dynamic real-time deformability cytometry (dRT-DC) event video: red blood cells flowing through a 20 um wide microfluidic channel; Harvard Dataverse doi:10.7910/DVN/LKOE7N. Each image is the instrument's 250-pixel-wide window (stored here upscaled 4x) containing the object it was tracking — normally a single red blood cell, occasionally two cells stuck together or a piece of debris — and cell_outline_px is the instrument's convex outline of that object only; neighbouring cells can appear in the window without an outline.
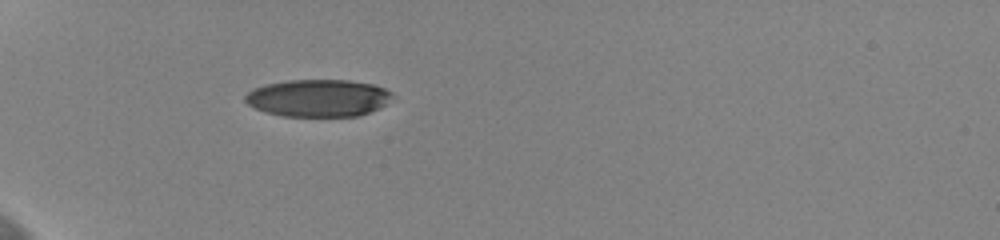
{"species": "human", "species_latin": "Homo sapiens", "temperature_condition": "cold", "stored_images_in_passage": 24, "camera_frame_rate_fps": 3000, "um_per_image_px": 0.085, "donor": {"sex": "female"}, "frame": {"image": 1, "passage_image": 1, "time_ms": 0.0, "image_size_px": [1000, 240], "cell_outline_px": [[396, 96], [384, 104], [368, 112], [356, 116], [284, 116], [264, 112], [248, 104], [244, 100], [244, 96], [252, 88], [264, 84], [288, 80], [348, 80], [372, 84], [384, 88], [392, 92]], "centroid_in_image_um": [27.02, 8.32], "position_along_channel_um": 58.0, "area_um2": 32.02}}
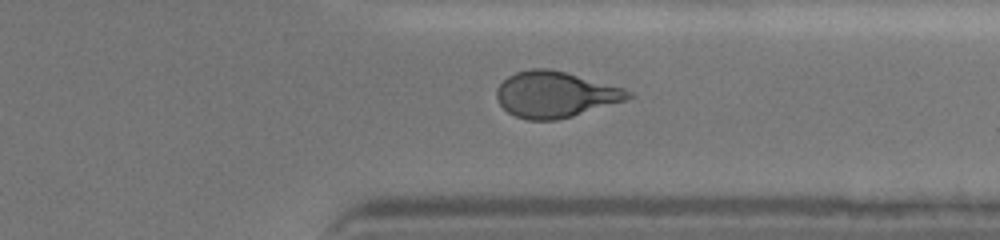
{"frame": {"image": 2, "passage_image": 17, "time_ms": 5.333, "image_size_px": [1000, 240], "cell_outline_px": [[636, 96], [624, 100], [572, 116], [556, 120], [528, 120], [516, 116], [508, 112], [496, 100], [496, 88], [508, 76], [516, 72], [532, 68], [548, 68], [564, 72], [624, 88], [632, 92]], "centroid_in_image_um": [47.17, 8.03], "position_along_channel_um": 364.2, "area_um2": 34.97}}
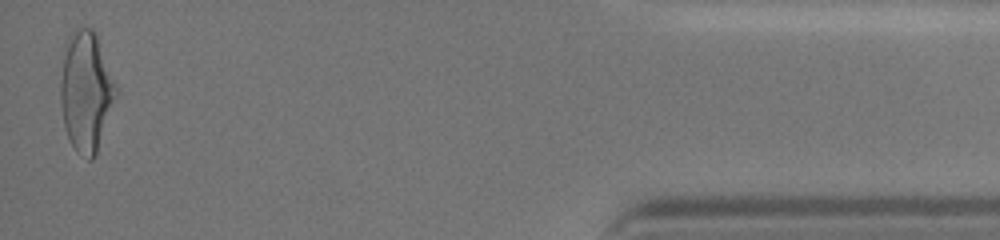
{"frame": {"image": 3, "passage_image": 24, "time_ms": 7.667, "image_size_px": [1000, 240], "cell_outline_px": [[116, 92], [96, 152], [92, 160], [88, 160], [76, 152], [64, 128], [60, 100], [60, 84], [64, 40], [76, 28], [92, 28], [96, 32], [116, 88]], "centroid_in_image_um": [7.25, 7.72], "position_along_channel_um": 428.0, "area_um2": 38.21}}